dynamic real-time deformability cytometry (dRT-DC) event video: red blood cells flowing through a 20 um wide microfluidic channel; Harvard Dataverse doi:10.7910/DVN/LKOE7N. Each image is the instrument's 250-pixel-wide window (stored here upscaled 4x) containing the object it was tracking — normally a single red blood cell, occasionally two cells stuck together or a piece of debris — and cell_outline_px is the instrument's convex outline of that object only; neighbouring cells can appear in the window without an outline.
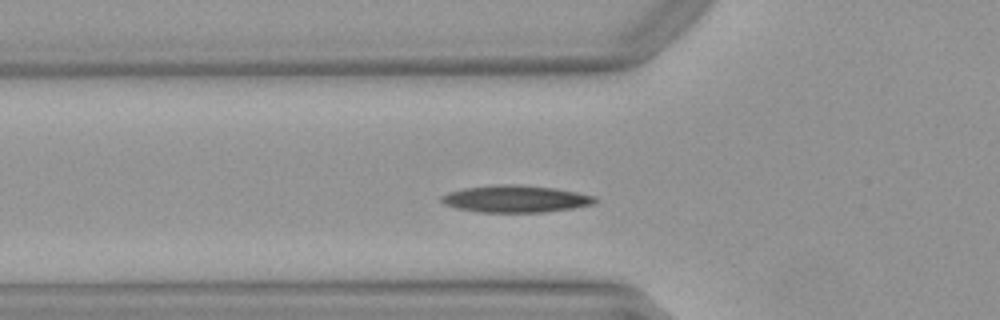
{"species": "Egyptian fruit bat (a non-hibernating species)", "species_latin": "Rousettus aegyptiacus", "temperature_condition": "warm", "stored_images_in_passage": 31, "camera_frame_rate_fps": 3000, "um_per_image_px": 0.085, "animal": {"sex": "female"}, "frame": {"image": 1, "passage_image": 3, "time_ms": 0.667, "image_size_px": [1000, 320], "cell_outline_px": [[596, 200], [592, 204], [572, 208], [544, 212], [480, 212], [456, 208], [444, 204], [440, 200], [440, 196], [448, 192], [464, 188], [500, 184], [512, 184], [556, 188], [576, 192], [592, 196]], "centroid_in_image_um": [43.76, 16.9], "position_along_channel_um": 82.0, "area_um2": 23.99}}
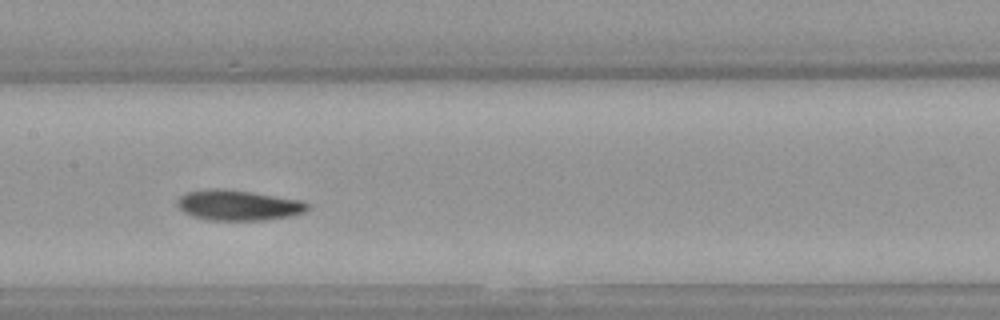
{"frame": {"image": 2, "passage_image": 11, "time_ms": 3.333, "image_size_px": [1000, 320], "cell_outline_px": [[308, 208], [304, 212], [292, 216], [264, 220], [212, 220], [192, 216], [184, 212], [176, 204], [176, 200], [180, 196], [188, 192], [252, 192], [304, 200], [308, 204]], "centroid_in_image_um": [20.35, 17.5], "position_along_channel_um": 187.1, "area_um2": 22.08}}
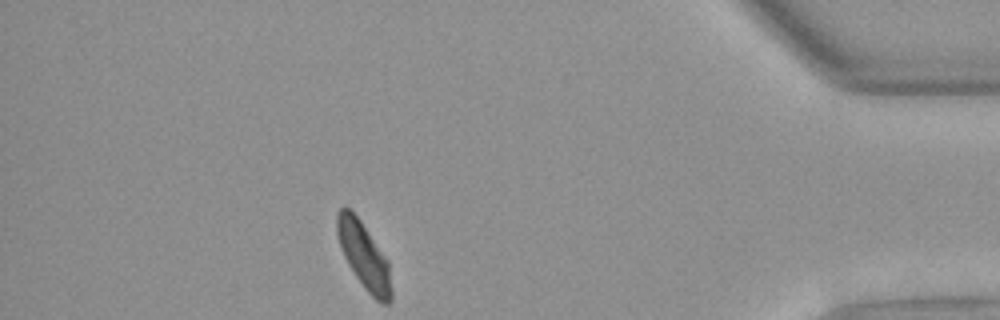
{"frame": {"image": 3, "passage_image": 31, "time_ms": 10.0, "image_size_px": [1000, 320], "cell_outline_px": [[392, 300], [388, 304], [380, 304], [364, 288], [348, 264], [340, 248], [336, 232], [336, 212], [340, 208], [348, 208], [360, 220], [388, 260], [392, 292]], "centroid_in_image_um": [30.93, 21.76], "position_along_channel_um": 404.3, "area_um2": 20.98}, "authors_computed_cell_mechanics": {"area_um2": 22.5998, "velocity_mm_per_s": 3.948, "shape_relaxation_time_tau1_ms": 4.3543, "shape_relaxation_time_tau2_ms": 5.6155, "deformation_change_tau1": 0.1672, "deformation_change_tau2": 0.1081}}